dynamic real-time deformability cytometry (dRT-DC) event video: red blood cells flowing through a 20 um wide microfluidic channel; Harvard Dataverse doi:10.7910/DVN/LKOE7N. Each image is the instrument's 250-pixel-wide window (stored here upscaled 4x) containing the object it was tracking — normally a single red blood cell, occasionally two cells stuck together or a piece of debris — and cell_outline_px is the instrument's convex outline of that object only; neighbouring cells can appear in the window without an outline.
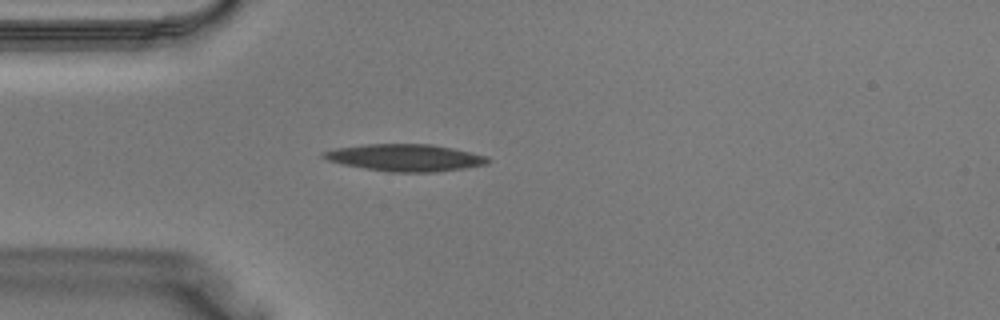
{"species": "Egyptian fruit bat (a non-hibernating species)", "species_latin": "Rousettus aegyptiacus", "temperature_condition": "warm", "stored_images_in_passage": 30, "camera_frame_rate_fps": 3000, "um_per_image_px": 0.085, "animal": {"sex": "male"}, "frame": {"image": 1, "passage_image": 2, "time_ms": 0.333, "image_size_px": [1000, 320], "cell_outline_px": [[492, 160], [488, 164], [464, 168], [432, 172], [388, 172], [364, 168], [344, 164], [328, 160], [320, 156], [320, 152], [336, 148], [364, 144], [432, 144], [452, 148], [488, 156]], "centroid_in_image_um": [34.44, 13.4], "position_along_channel_um": 50.6, "area_um2": 25.95}}
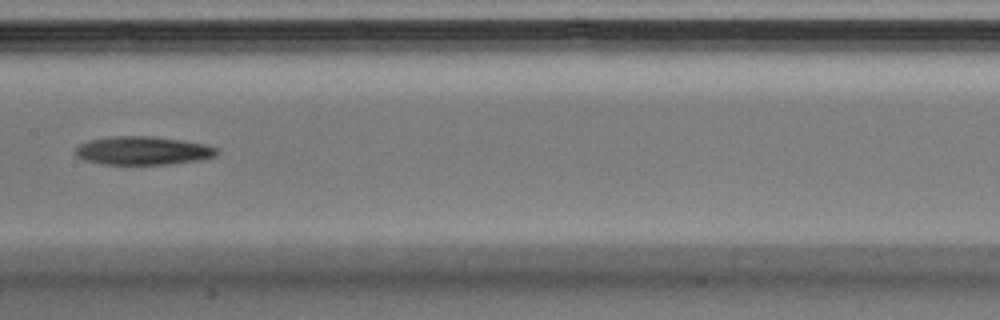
{"frame": {"image": 2, "passage_image": 11, "time_ms": 3.333, "image_size_px": [1000, 320], "cell_outline_px": [[220, 152], [216, 156], [200, 160], [168, 164], [104, 164], [84, 160], [76, 156], [76, 148], [80, 144], [88, 140], [108, 136], [152, 136], [184, 140], [204, 144], [220, 148]], "centroid_in_image_um": [12.18, 12.79], "position_along_channel_um": 195.2, "area_um2": 23.64}}
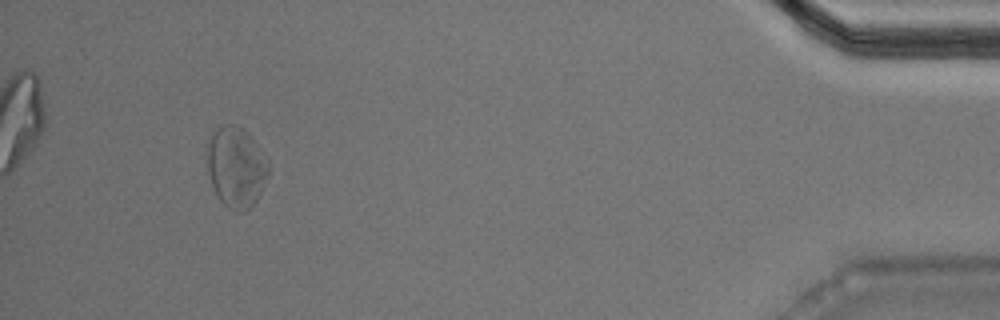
{"frame": {"image": 3, "passage_image": 28, "time_ms": 9.0, "image_size_px": [1000, 320], "cell_outline_px": [[268, 172], [260, 192], [256, 200], [244, 212], [240, 212], [228, 208], [220, 200], [212, 184], [208, 172], [208, 144], [212, 132], [216, 128], [224, 124], [236, 124], [244, 128], [268, 160]], "centroid_in_image_um": [20.06, 14.17], "position_along_channel_um": 415.1, "area_um2": 28.38}}